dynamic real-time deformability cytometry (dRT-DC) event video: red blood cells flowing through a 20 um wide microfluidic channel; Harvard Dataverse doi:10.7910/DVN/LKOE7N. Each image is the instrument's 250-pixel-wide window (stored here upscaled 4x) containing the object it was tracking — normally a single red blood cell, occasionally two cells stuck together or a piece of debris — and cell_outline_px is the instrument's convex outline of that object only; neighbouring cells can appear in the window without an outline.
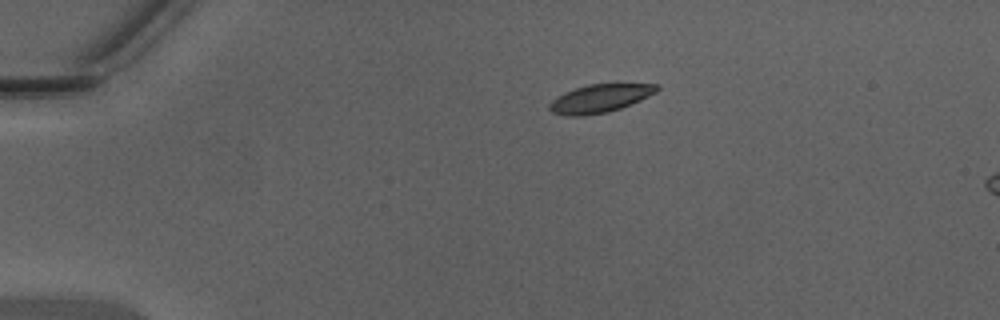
{"species": "Egyptian fruit bat (a non-hibernating species)", "species_latin": "Rousettus aegyptiacus", "temperature_condition": "warm", "stored_images_in_passage": 6, "camera_frame_rate_fps": 3000, "um_per_image_px": 0.085, "animal": {"sex": "male"}, "frame": {"image": 1, "passage_image": 1, "time_ms": 0.0, "image_size_px": [1000, 320], "cell_outline_px": [[660, 88], [656, 92], [640, 100], [620, 108], [608, 112], [584, 116], [568, 116], [552, 112], [548, 108], [548, 104], [552, 100], [564, 92], [588, 84], [660, 84]], "centroid_in_image_um": [50.97, 8.37], "position_along_channel_um": 34.0, "area_um2": 17.57}}